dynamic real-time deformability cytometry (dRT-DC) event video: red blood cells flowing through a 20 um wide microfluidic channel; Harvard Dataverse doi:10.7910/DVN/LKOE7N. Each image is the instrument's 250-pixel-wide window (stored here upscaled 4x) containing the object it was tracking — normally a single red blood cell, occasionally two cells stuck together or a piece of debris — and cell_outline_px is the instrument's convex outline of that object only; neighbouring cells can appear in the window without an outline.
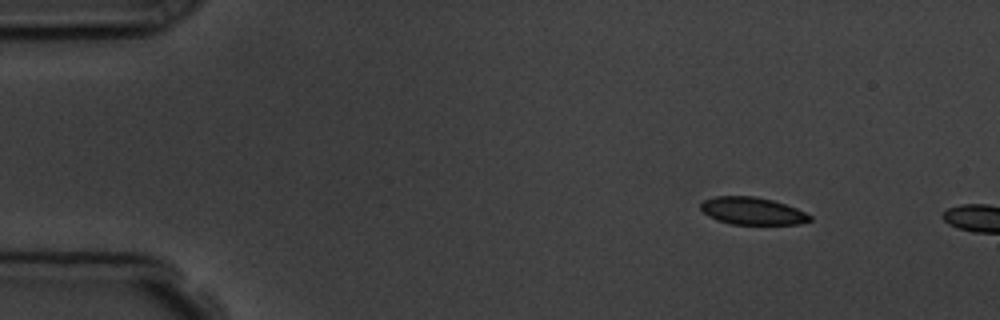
{"species": "common noctule bat (a hibernating species)", "species_latin": "Nyctalus noctula", "temperature_condition": "room temperature", "stored_images_in_passage": 2, "camera_frame_rate_fps": 3000, "um_per_image_px": 0.085, "animal": {"sex": "male", "body_mass_g": 19.5, "forearm_length_mm": 54.6}, "frame": {"image": 1, "passage_image": 1, "time_ms": 0.0, "image_size_px": [1000, 320], "cell_outline_px": [[812, 220], [800, 224], [732, 224], [716, 220], [708, 216], [700, 208], [700, 204], [704, 200], [716, 196], [752, 196], [772, 200], [796, 208], [812, 216]], "centroid_in_image_um": [63.94, 17.94], "position_along_channel_um": 21.1, "area_um2": 17.34}}